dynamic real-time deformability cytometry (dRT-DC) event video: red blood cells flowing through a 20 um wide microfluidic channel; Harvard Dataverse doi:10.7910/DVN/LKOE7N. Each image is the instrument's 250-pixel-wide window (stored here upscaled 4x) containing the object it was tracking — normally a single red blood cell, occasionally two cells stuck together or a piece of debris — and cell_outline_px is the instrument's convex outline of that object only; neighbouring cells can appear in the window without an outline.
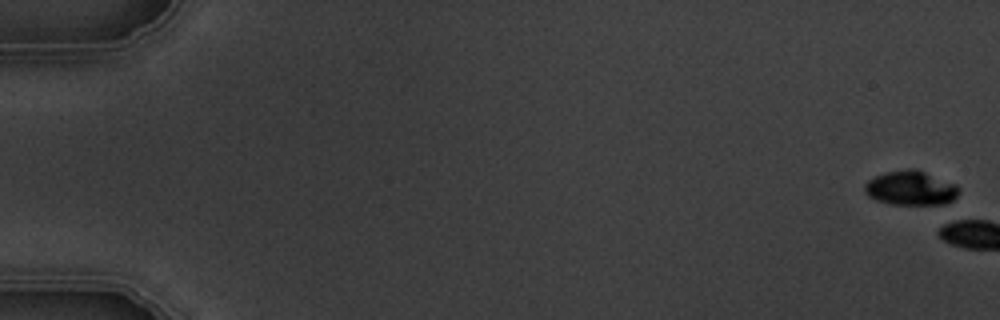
{"species": "common noctule bat (a hibernating species)", "species_latin": "Nyctalus noctula", "temperature_condition": "warm", "stored_images_in_passage": 2, "camera_frame_rate_fps": 3000, "um_per_image_px": 0.085, "animal": {"sex": "male", "body_mass_g": 19.5, "forearm_length_mm": 54.6}, "frame": {"image": 1, "passage_image": 1, "time_ms": 0.0, "image_size_px": [1000, 320], "cell_outline_px": [[960, 192], [952, 200], [944, 204], [892, 204], [876, 200], [868, 196], [864, 192], [864, 184], [868, 180], [876, 176], [888, 172], [908, 168], [916, 168], [956, 184], [960, 188]], "centroid_in_image_um": [77.42, 15.98], "position_along_channel_um": 7.6, "area_um2": 18.9}}